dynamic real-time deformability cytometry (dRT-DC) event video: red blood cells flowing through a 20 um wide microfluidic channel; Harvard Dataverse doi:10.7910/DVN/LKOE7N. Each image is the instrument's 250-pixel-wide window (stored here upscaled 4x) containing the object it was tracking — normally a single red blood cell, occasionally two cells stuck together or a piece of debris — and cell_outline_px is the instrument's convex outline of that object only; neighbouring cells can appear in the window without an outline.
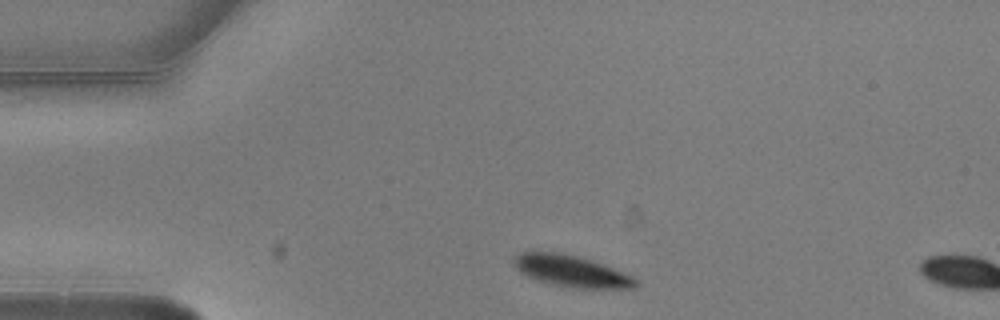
{"species": "common noctule bat (a hibernating species)", "species_latin": "Nyctalus noctula", "temperature_condition": "warm", "stored_images_in_passage": 2, "camera_frame_rate_fps": 3000, "um_per_image_px": 0.085, "animal": {"sex": "male", "body_mass_g": 20.5, "forearm_length_mm": 52.5}, "frame": {"image": 1, "passage_image": 1, "time_ms": 0.0, "image_size_px": [1000, 320], "cell_outline_px": [[640, 284], [632, 288], [576, 288], [552, 284], [524, 276], [512, 264], [512, 260], [520, 252], [560, 252], [580, 256], [592, 260], [632, 276], [640, 280]], "centroid_in_image_um": [48.55, 23.04], "position_along_channel_um": 36.4, "area_um2": 22.48}}